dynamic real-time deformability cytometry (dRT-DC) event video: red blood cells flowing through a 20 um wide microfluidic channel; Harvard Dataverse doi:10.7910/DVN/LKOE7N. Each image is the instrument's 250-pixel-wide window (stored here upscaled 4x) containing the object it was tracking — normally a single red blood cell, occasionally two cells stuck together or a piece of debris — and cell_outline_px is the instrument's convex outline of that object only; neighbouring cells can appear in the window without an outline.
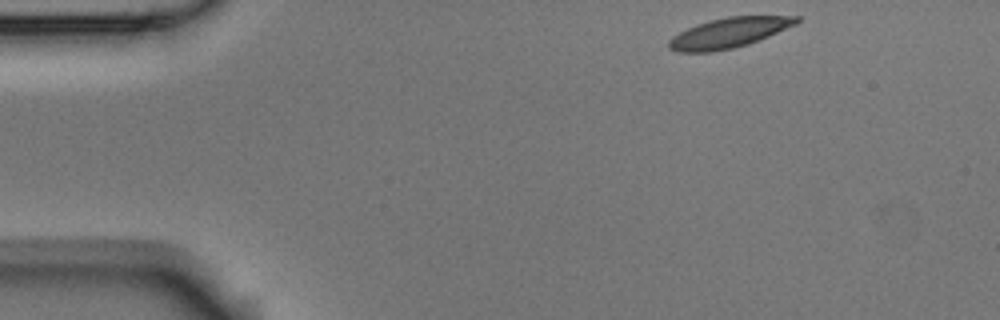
{"species": "Egyptian fruit bat (a non-hibernating species)", "species_latin": "Rousettus aegyptiacus", "temperature_condition": "room temperature", "stored_images_in_passage": 48, "camera_frame_rate_fps": 3000, "um_per_image_px": 0.085, "animal": {"sex": "male"}, "frame": {"image": 1, "passage_image": 1, "time_ms": 0.0, "image_size_px": [1000, 320], "cell_outline_px": [[800, 20], [796, 24], [768, 36], [748, 44], [732, 48], [712, 52], [676, 52], [668, 48], [668, 40], [672, 36], [696, 24], [728, 16], [800, 16]], "centroid_in_image_um": [61.92, 2.79], "position_along_channel_um": 23.1, "area_um2": 22.2}}
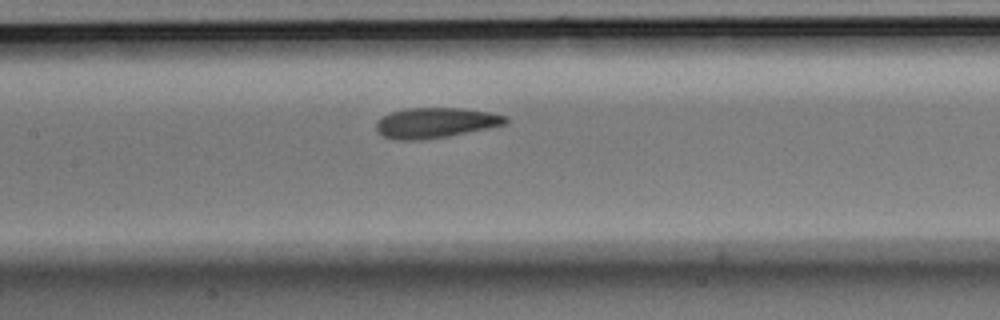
{"frame": {"image": 2, "passage_image": 19, "time_ms": 6.0, "image_size_px": [1000, 320], "cell_outline_px": [[508, 124], [448, 136], [420, 140], [396, 140], [384, 136], [376, 132], [376, 124], [384, 116], [392, 112], [404, 108], [460, 108], [492, 112], [508, 116]], "centroid_in_image_um": [37.06, 10.43], "position_along_channel_um": 170.3, "area_um2": 22.89}}
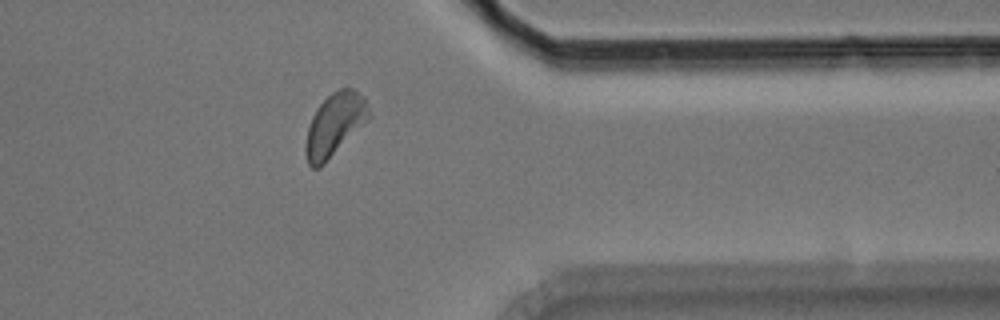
{"frame": {"image": 3, "passage_image": 37, "time_ms": 12.0, "image_size_px": [1000, 320], "cell_outline_px": [[372, 116], [320, 168], [312, 168], [308, 164], [304, 152], [304, 144], [308, 128], [312, 116], [316, 108], [332, 92], [340, 88], [356, 88], [364, 96], [372, 112]], "centroid_in_image_um": [28.46, 10.58], "position_along_channel_um": 382.9, "area_um2": 23.47}, "authors_computed_cell_mechanics": {"area_um2": 22.6865, "velocity_mm_per_s": 3.7257, "shape_relaxation_time_tau1_ms": 3.9518, "shape_relaxation_time_tau2_ms": 1.9081, "deformation_change_tau1": 0.1096, "deformation_change_tau2": 0.081}}